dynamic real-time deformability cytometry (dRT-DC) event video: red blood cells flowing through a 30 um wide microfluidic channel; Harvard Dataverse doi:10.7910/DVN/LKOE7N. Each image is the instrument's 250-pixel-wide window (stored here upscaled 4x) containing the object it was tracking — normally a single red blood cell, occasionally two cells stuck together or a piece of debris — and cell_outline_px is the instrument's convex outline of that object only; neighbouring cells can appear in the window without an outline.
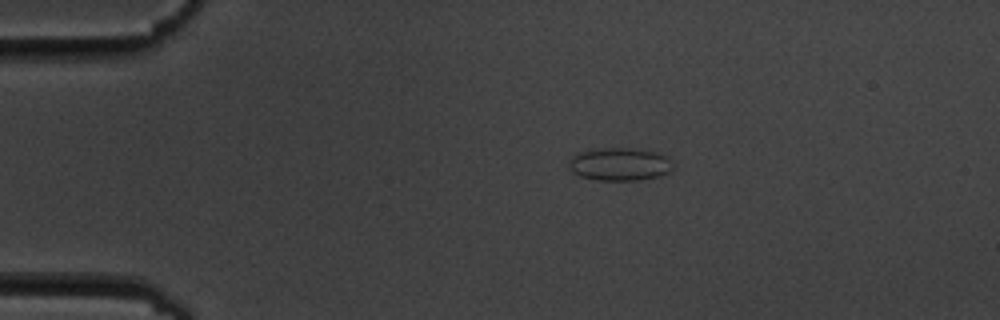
{"species": "common noctule bat (a hibernating species)", "species_latin": "Nyctalus noctula", "temperature_condition": "cold", "stored_images_in_passage": 5, "camera_frame_rate_fps": 3000, "um_per_image_px": 0.085, "animal": {"sex": "male", "body_mass_g": 19.5, "forearm_length_mm": 54.6}, "frame": {"image": 1, "passage_image": 1, "time_ms": 0.0, "image_size_px": [1000, 320], "cell_outline_px": [[672, 168], [668, 172], [660, 176], [636, 180], [596, 180], [580, 176], [572, 172], [568, 168], [568, 160], [576, 152], [592, 148], [628, 148], [656, 152], [668, 156]], "centroid_in_image_um": [52.59, 13.94], "position_along_channel_um": 32.4, "area_um2": 20.17}}
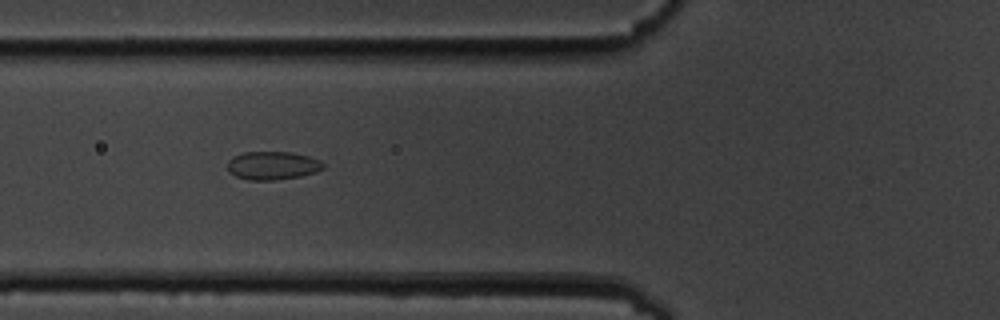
{"frame": {"image": 2, "passage_image": 4, "time_ms": 3.333, "image_size_px": [1000, 320], "cell_outline_px": [[324, 168], [316, 172], [300, 176], [276, 180], [248, 180], [236, 176], [228, 172], [228, 160], [232, 156], [244, 152], [292, 152], [308, 156], [320, 160], [324, 164]], "centroid_in_image_um": [23.16, 14.07], "position_along_channel_um": 102.6, "area_um2": 15.9}}
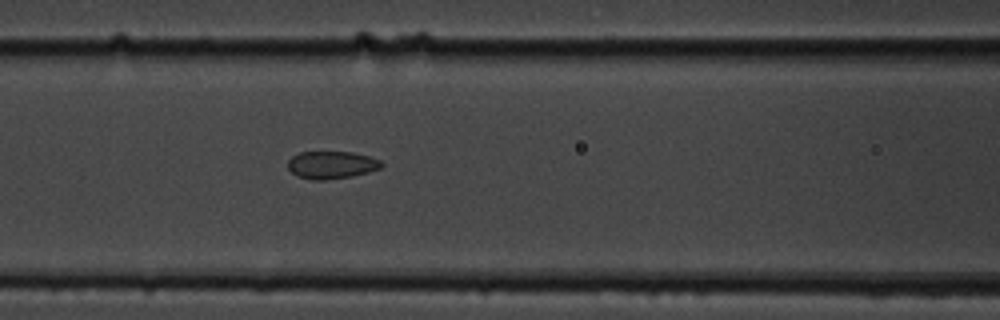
{"frame": {"image": 3, "passage_image": 5, "time_ms": 4.333, "image_size_px": [1000, 320], "cell_outline_px": [[384, 164], [380, 168], [368, 172], [352, 176], [324, 180], [312, 180], [296, 176], [288, 168], [288, 160], [292, 156], [300, 152], [352, 152], [368, 156], [380, 160]], "centroid_in_image_um": [28.16, 14.02], "position_along_channel_um": 138.4, "area_um2": 15.03}}